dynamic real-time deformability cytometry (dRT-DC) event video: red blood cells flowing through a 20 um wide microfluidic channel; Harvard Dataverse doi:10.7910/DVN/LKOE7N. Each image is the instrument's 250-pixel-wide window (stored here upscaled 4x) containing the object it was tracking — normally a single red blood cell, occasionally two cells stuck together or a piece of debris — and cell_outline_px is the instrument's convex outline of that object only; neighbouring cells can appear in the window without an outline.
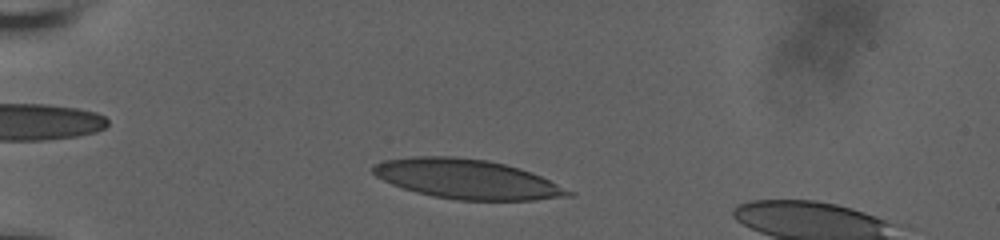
{"species": "human", "species_latin": "Homo sapiens", "temperature_condition": "room temperature", "stored_images_in_passage": 5, "camera_frame_rate_fps": 3000, "um_per_image_px": 0.085, "donor": {"sex": "male"}, "frame": {"image": 1, "passage_image": 2, "time_ms": 0.333, "image_size_px": [1000, 240], "cell_outline_px": [[576, 196], [532, 200], [456, 200], [432, 196], [416, 192], [392, 184], [376, 176], [372, 172], [372, 164], [384, 160], [412, 156], [452, 156], [488, 160], [520, 168], [532, 172], [576, 192]], "centroid_in_image_um": [39.72, 15.22], "position_along_channel_um": 45.3, "area_um2": 45.26}}
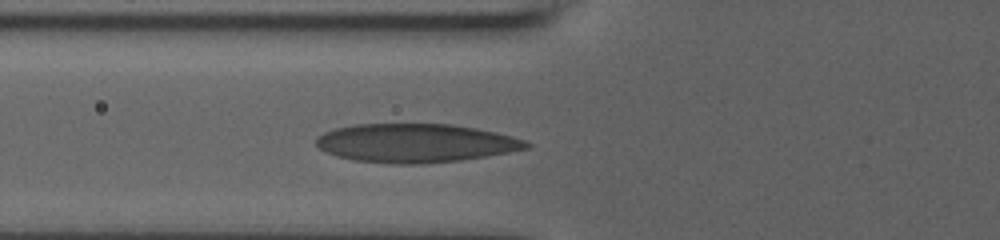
{"frame": {"image": 2, "passage_image": 5, "time_ms": 1.333, "image_size_px": [1000, 240], "cell_outline_px": [[532, 144], [528, 148], [508, 152], [460, 160], [420, 164], [388, 164], [356, 160], [336, 156], [324, 152], [316, 144], [316, 136], [324, 132], [336, 128], [356, 124], [452, 124], [476, 128], [496, 132], [528, 140]], "centroid_in_image_um": [35.32, 12.16], "position_along_channel_um": 90.5, "area_um2": 47.51}}